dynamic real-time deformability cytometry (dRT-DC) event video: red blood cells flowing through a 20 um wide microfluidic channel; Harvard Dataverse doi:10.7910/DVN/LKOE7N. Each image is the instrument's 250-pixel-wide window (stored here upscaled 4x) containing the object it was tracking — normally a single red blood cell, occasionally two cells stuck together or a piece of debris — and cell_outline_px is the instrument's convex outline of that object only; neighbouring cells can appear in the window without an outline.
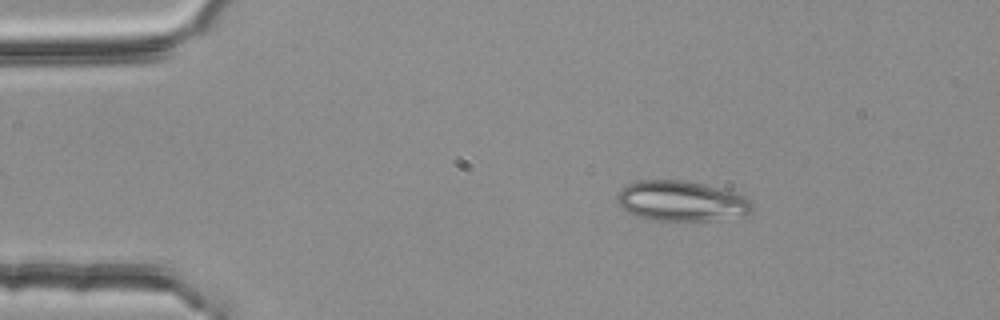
{"species": "common noctule bat (a hibernating species)", "species_latin": "Nyctalus noctula", "temperature_condition": "room temperature", "stored_images_in_passage": 49, "camera_frame_rate_fps": 3000, "um_per_image_px": 0.085, "animal": {"sex": "female", "body_mass_g": 25.1}, "frame": {"image": 1, "passage_image": 5, "time_ms": 1.333, "image_size_px": [1000, 320], "cell_outline_px": [[752, 208], [748, 216], [708, 220], [656, 220], [636, 216], [620, 208], [616, 200], [616, 192], [620, 188], [628, 184], [640, 180], [680, 180], [704, 184], [736, 192], [748, 196], [752, 204]], "centroid_in_image_um": [57.92, 17.08], "position_along_channel_um": 27.1, "area_um2": 32.02}}
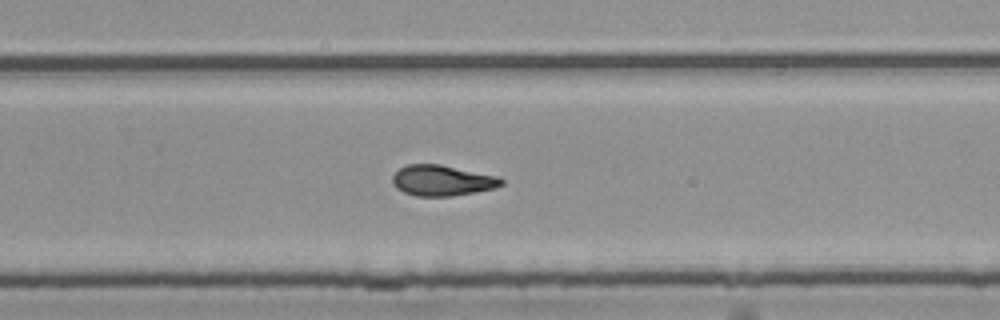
{"frame": {"image": 2, "passage_image": 31, "time_ms": 10.0, "image_size_px": [1000, 320], "cell_outline_px": [[504, 184], [496, 188], [452, 196], [416, 196], [404, 192], [396, 188], [392, 180], [392, 176], [400, 168], [408, 164], [440, 164], [500, 176], [504, 180]], "centroid_in_image_um": [37.62, 15.34], "position_along_channel_um": 292.2, "area_um2": 19.59}}
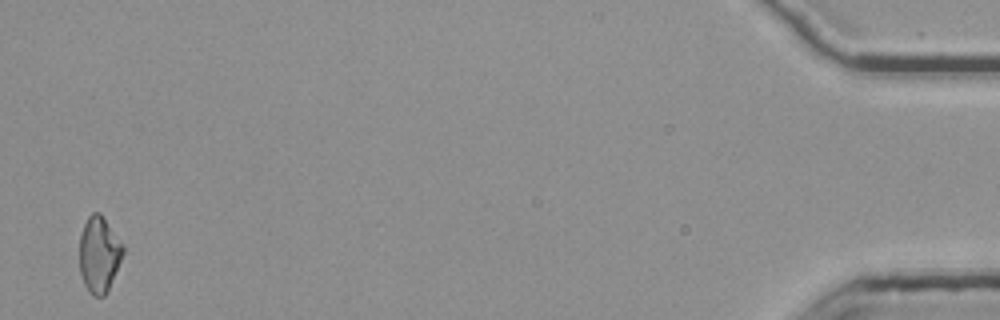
{"frame": {"image": 3, "passage_image": 49, "time_ms": 16.0, "image_size_px": [1000, 320], "cell_outline_px": [[124, 252], [108, 292], [104, 296], [92, 296], [84, 284], [80, 272], [80, 232], [88, 216], [92, 212], [100, 212], [124, 244]], "centroid_in_image_um": [8.43, 21.61], "position_along_channel_um": 426.8, "area_um2": 19.48}, "authors_computed_cell_mechanics": {"area_um2": 19.652, "velocity_mm_per_s": 3.7976, "shape_relaxation_time_tau1_ms": 6.6082, "shape_relaxation_time_tau2_ms": 4.3757, "deformation_change_tau1": 0.2075, "deformation_change_tau2": 0.093}}